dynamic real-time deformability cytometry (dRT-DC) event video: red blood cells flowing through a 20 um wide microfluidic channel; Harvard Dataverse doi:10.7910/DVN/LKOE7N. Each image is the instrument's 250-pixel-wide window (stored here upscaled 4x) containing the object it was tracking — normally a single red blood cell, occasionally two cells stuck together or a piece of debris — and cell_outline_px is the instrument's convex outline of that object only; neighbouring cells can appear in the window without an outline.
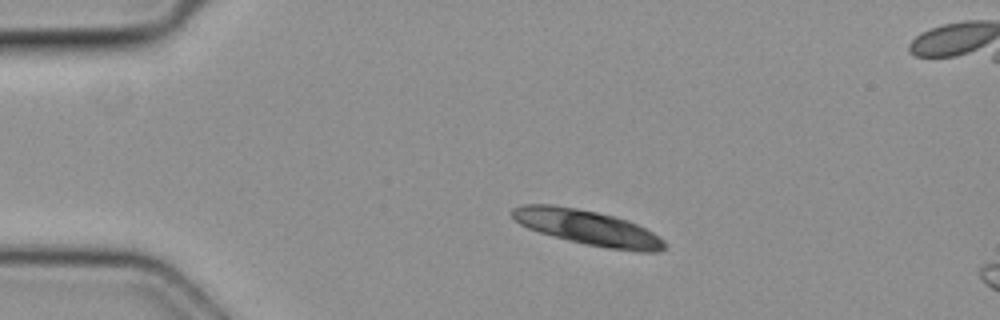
{"species": "common noctule bat (a hibernating species)", "species_latin": "Nyctalus noctula", "temperature_condition": "cold", "stored_images_in_passage": 2, "camera_frame_rate_fps": 3000, "um_per_image_px": 0.085, "animal": {"sex": "female", "body_mass_g": 19.3, "forearm_length_mm": 54.1}, "frame": {"image": 1, "passage_image": 1, "time_ms": 0.0, "image_size_px": [1000, 320], "cell_outline_px": [[664, 248], [660, 252], [640, 252], [608, 248], [568, 240], [540, 232], [528, 228], [520, 224], [512, 216], [512, 208], [524, 204], [552, 204], [576, 208], [616, 216], [628, 220], [652, 232], [664, 240]], "centroid_in_image_um": [49.95, 19.34], "position_along_channel_um": 35.0, "area_um2": 30.75}}